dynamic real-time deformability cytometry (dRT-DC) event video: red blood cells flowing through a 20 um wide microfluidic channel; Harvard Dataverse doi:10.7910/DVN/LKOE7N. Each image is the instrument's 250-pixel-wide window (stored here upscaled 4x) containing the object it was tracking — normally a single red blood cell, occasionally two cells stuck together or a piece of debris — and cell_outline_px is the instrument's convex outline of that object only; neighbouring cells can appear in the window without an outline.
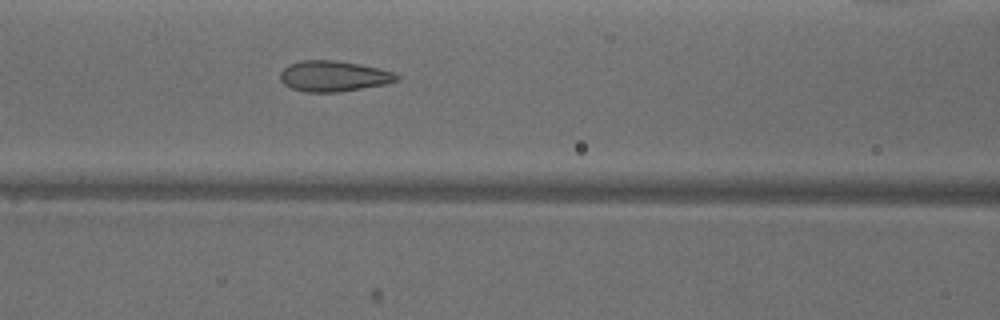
{"species": "common noctule bat (a hibernating species)", "species_latin": "Nyctalus noctula", "temperature_condition": "warm", "stored_images_in_passage": 28, "camera_frame_rate_fps": 3000, "um_per_image_px": 0.085, "animal": {"sex": "male", "body_mass_g": 18.8}, "frame": {"image": 1, "passage_image": 8, "time_ms": 2.333, "image_size_px": [1000, 320], "cell_outline_px": [[396, 80], [384, 84], [336, 92], [304, 92], [292, 88], [284, 84], [280, 80], [280, 72], [288, 64], [300, 60], [336, 60], [360, 64], [392, 72], [396, 76]], "centroid_in_image_um": [28.25, 6.46], "position_along_channel_um": 138.3, "area_um2": 20.52}}
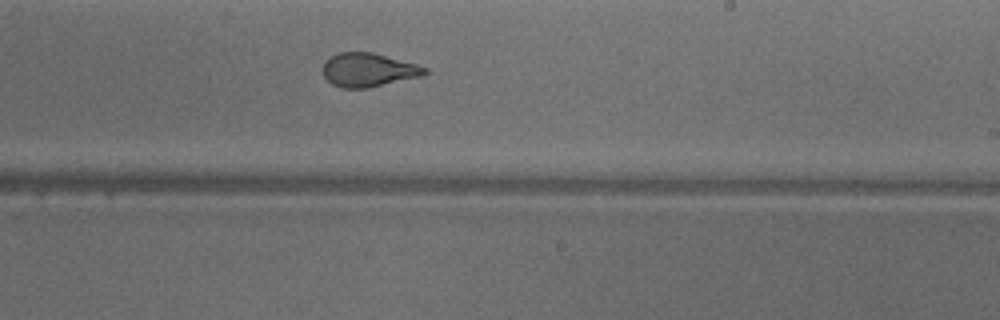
{"frame": {"image": 2, "passage_image": 17, "time_ms": 5.333, "image_size_px": [1000, 320], "cell_outline_px": [[428, 72], [420, 76], [368, 88], [344, 88], [332, 84], [324, 76], [324, 64], [336, 52], [372, 52], [416, 64], [428, 68]], "centroid_in_image_um": [31.32, 5.94], "position_along_channel_um": 257.7, "area_um2": 19.71}}
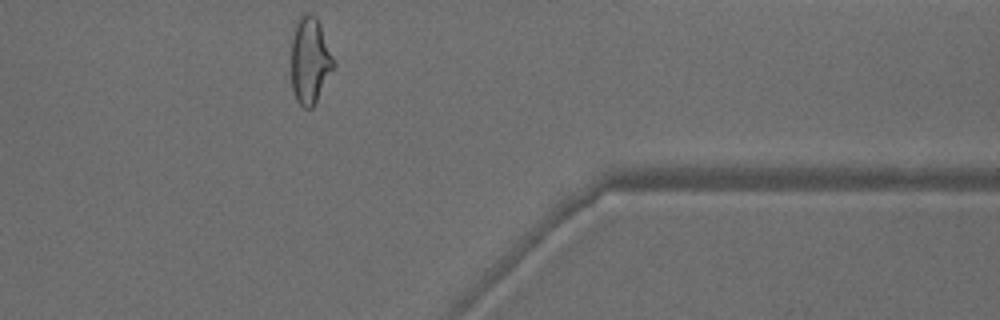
{"frame": {"image": 3, "passage_image": 28, "time_ms": 9.0, "image_size_px": [1000, 320], "cell_outline_px": [[336, 64], [312, 108], [304, 108], [296, 100], [292, 88], [292, 36], [300, 12], [312, 12], [316, 16], [320, 24]], "centroid_in_image_um": [26.34, 5.09], "position_along_channel_um": 385.1, "area_um2": 21.39}, "authors_computed_cell_mechanics": {"area_um2": 20.519, "velocity_mm_per_s": 3.989, "shape_relaxation_time_tau1_ms": 8.2528, "shape_relaxation_time_tau2_ms": 1.0619, "deformation_change_tau1": 0.2251, "deformation_change_tau2": 0.0859}}